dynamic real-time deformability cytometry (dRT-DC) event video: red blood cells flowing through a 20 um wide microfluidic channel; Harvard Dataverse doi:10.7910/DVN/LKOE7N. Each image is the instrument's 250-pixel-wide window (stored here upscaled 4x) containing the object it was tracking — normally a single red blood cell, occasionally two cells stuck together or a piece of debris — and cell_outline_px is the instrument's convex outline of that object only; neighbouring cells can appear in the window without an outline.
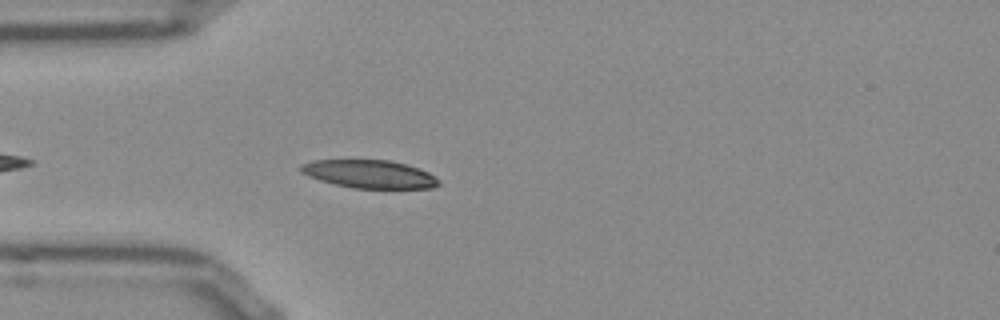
{"species": "Egyptian fruit bat (a non-hibernating species)", "species_latin": "Rousettus aegyptiacus", "temperature_condition": "room temperature", "stored_images_in_passage": 40, "camera_frame_rate_fps": 3000, "um_per_image_px": 0.085, "frame": {"image": 1, "passage_image": 4, "time_ms": 1.0, "image_size_px": [1000, 320], "cell_outline_px": [[440, 184], [432, 188], [352, 188], [320, 180], [308, 176], [300, 172], [300, 164], [312, 160], [388, 160], [404, 164], [428, 172], [436, 176], [440, 180]], "centroid_in_image_um": [31.39, 14.8], "position_along_channel_um": 53.6, "area_um2": 22.48}}
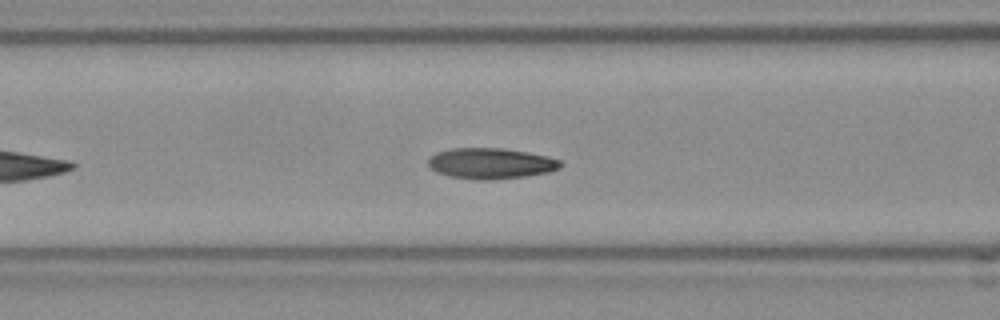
{"frame": {"image": 2, "passage_image": 10, "time_ms": 3.0, "image_size_px": [1000, 320], "cell_outline_px": [[564, 164], [560, 168], [548, 172], [524, 176], [492, 180], [476, 180], [448, 176], [436, 172], [428, 164], [428, 160], [436, 152], [452, 148], [500, 148], [524, 152], [544, 156], [560, 160]], "centroid_in_image_um": [41.69, 13.9], "position_along_channel_um": 124.9, "area_um2": 23.58}}
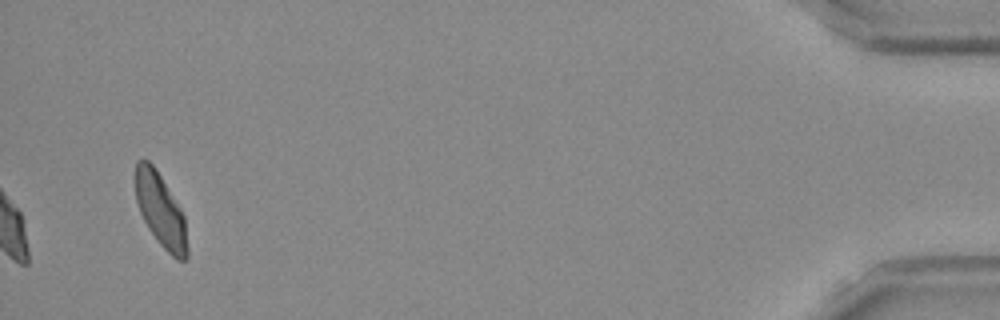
{"frame": {"image": 3, "passage_image": 40, "time_ms": 13.0, "image_size_px": [1000, 320], "cell_outline_px": [[188, 256], [184, 260], [176, 260], [156, 240], [148, 228], [140, 212], [136, 200], [136, 160], [148, 160], [152, 164], [160, 176], [180, 208], [184, 216], [188, 248]], "centroid_in_image_um": [13.66, 17.92], "position_along_channel_um": 421.5, "area_um2": 21.85}, "authors_computed_cell_mechanics": {"area_um2": 23.3512, "velocity_mm_per_s": 3.8501, "shape_relaxation_time_tau1_ms": 3.9467, "shape_relaxation_time_tau2_ms": 1.802, "deformation_change_tau1": 0.1297, "deformation_change_tau2": 0.0768}}